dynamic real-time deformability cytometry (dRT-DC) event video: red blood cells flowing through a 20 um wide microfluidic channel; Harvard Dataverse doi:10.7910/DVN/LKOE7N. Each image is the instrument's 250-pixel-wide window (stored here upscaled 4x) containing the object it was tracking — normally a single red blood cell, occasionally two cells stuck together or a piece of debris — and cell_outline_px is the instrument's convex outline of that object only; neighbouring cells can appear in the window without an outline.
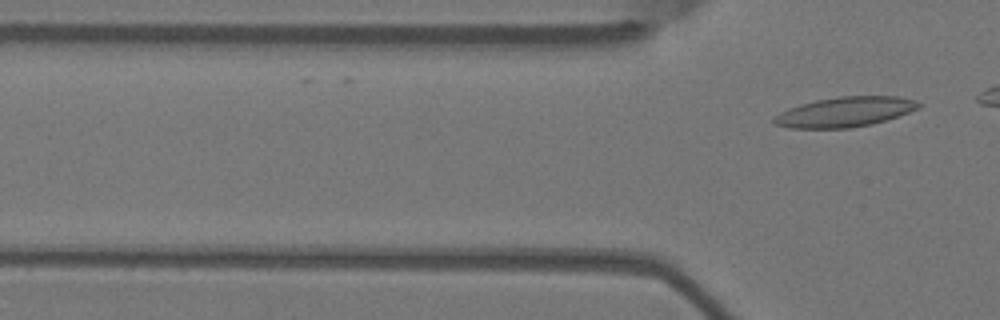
{"species": "Egyptian fruit bat (a non-hibernating species)", "species_latin": "Rousettus aegyptiacus", "temperature_condition": "warm", "stored_images_in_passage": 6, "camera_frame_rate_fps": 3000, "um_per_image_px": 0.085, "animal": {"sex": "female"}, "frame": {"image": 1, "passage_image": 6, "time_ms": 1.667, "image_size_px": [1000, 320], "cell_outline_px": [[920, 108], [872, 124], [848, 128], [788, 128], [772, 124], [772, 116], [788, 108], [800, 104], [816, 100], [840, 96], [900, 96], [916, 100], [920, 104]], "centroid_in_image_um": [71.76, 9.51], "position_along_channel_um": 54.0, "area_um2": 25.32}}